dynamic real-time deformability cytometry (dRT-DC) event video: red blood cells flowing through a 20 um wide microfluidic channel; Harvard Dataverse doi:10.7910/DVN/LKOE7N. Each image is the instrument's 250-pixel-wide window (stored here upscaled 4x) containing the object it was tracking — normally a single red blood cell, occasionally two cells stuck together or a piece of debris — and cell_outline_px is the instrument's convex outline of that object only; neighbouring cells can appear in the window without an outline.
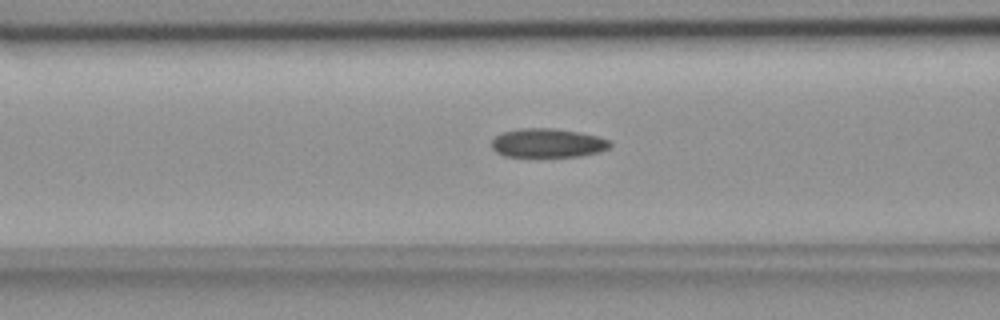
{"species": "common noctule bat (a hibernating species)", "species_latin": "Nyctalus noctula", "temperature_condition": "room temperature", "stored_images_in_passage": 45, "camera_frame_rate_fps": 3000, "um_per_image_px": 0.085, "animal": {"sex": "female", "body_mass_g": 18.4}, "frame": {"image": 1, "passage_image": 12, "time_ms": 3.667, "image_size_px": [1000, 320], "cell_outline_px": [[612, 144], [608, 148], [600, 152], [580, 156], [504, 156], [496, 152], [492, 148], [492, 140], [496, 136], [504, 132], [520, 128], [552, 128], [580, 132], [596, 136], [608, 140]], "centroid_in_image_um": [46.55, 12.15], "position_along_channel_um": 120.0, "area_um2": 19.83}}
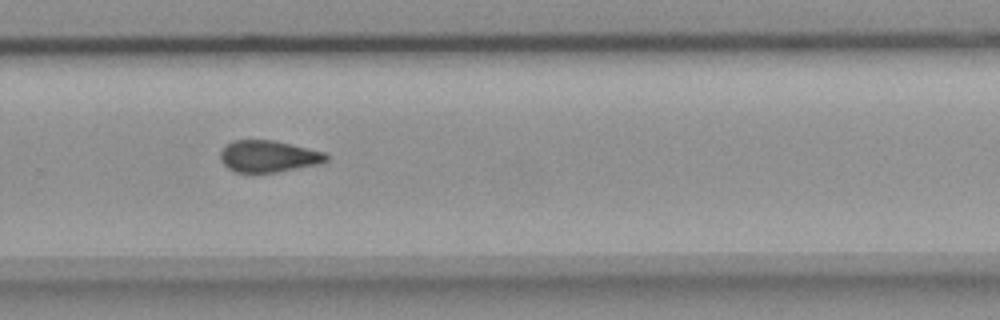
{"frame": {"image": 2, "passage_image": 27, "time_ms": 8.667, "image_size_px": [1000, 320], "cell_outline_px": [[328, 160], [320, 164], [276, 172], [252, 176], [236, 172], [228, 168], [220, 160], [220, 152], [228, 144], [236, 140], [272, 140], [324, 152], [328, 156]], "centroid_in_image_um": [22.79, 13.33], "position_along_channel_um": 307.0, "area_um2": 19.88}}
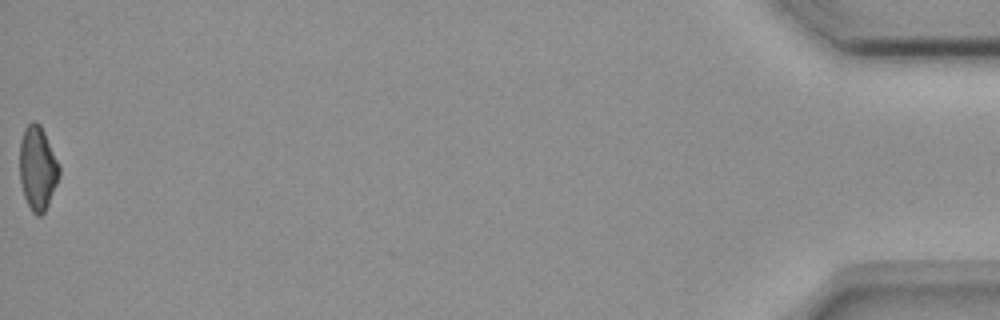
{"frame": {"image": 3, "passage_image": 45, "time_ms": 14.667, "image_size_px": [1000, 320], "cell_outline_px": [[60, 176], [48, 204], [44, 212], [40, 216], [36, 216], [32, 212], [24, 196], [20, 184], [20, 140], [24, 128], [32, 120], [36, 120], [40, 124], [60, 164]], "centroid_in_image_um": [3.2, 14.27], "position_along_channel_um": 432.0, "area_um2": 19.54}, "authors_computed_cell_mechanics": {"area_um2": 20.23, "velocity_mm_per_s": 3.7465, "shape_relaxation_time_tau1_ms": null, "shape_relaxation_time_tau2_ms": 6.2737, "deformation_change_tau1": null, "deformation_change_tau2": 0.1302}}